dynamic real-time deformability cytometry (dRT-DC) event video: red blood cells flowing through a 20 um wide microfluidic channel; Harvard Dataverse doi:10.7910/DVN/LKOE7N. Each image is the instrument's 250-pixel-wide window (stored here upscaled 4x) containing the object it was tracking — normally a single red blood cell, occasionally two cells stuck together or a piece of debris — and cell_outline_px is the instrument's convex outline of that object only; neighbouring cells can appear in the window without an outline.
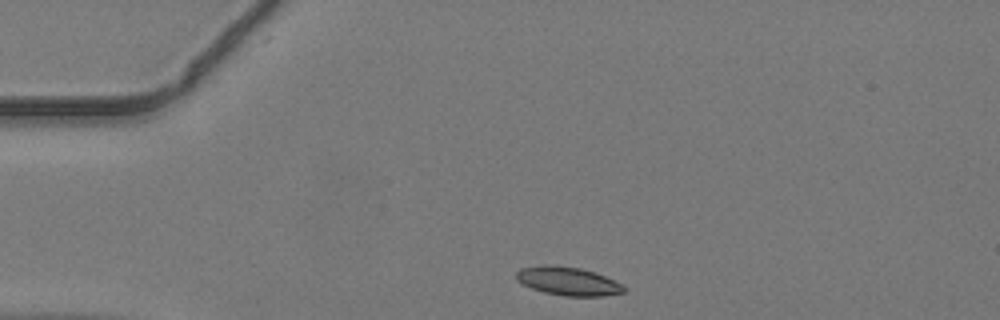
{"species": "common noctule bat (a hibernating species)", "species_latin": "Nyctalus noctula", "temperature_condition": "warm", "stored_images_in_passage": 37, "camera_frame_rate_fps": 3000, "um_per_image_px": 0.085, "animal": {"sex": "male", "body_mass_g": 19.2, "forearm_length_mm": 51.8}, "frame": {"image": 1, "passage_image": 1, "time_ms": 0.0, "image_size_px": [1000, 320], "cell_outline_px": [[624, 292], [600, 296], [564, 296], [544, 292], [532, 288], [516, 280], [516, 272], [520, 268], [552, 264], [580, 268], [604, 276], [620, 284], [624, 288]], "centroid_in_image_um": [48.22, 23.89], "position_along_channel_um": 36.8, "area_um2": 17.51}}
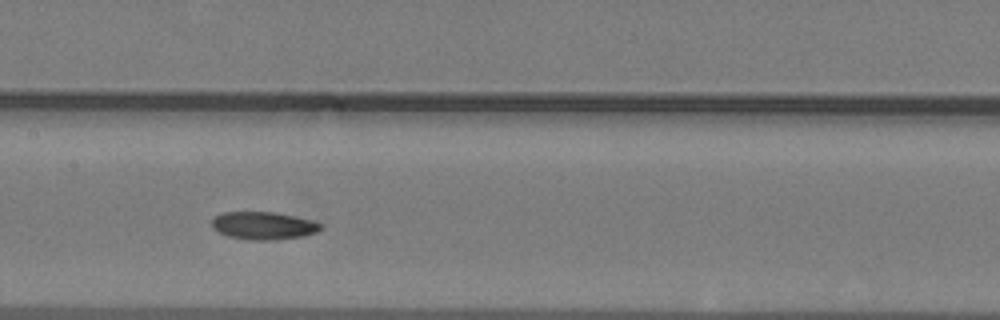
{"frame": {"image": 2, "passage_image": 14, "time_ms": 4.333, "image_size_px": [1000, 320], "cell_outline_px": [[320, 228], [316, 232], [300, 236], [276, 240], [248, 240], [228, 236], [212, 228], [212, 220], [216, 216], [224, 212], [272, 212], [312, 220], [320, 224]], "centroid_in_image_um": [22.35, 19.18], "position_along_channel_um": 185.1, "area_um2": 17.28}}
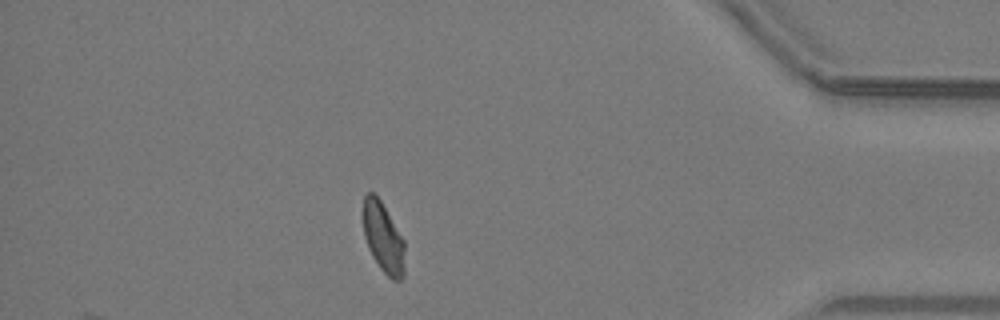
{"frame": {"image": 3, "passage_image": 32, "time_ms": 10.333, "image_size_px": [1000, 320], "cell_outline_px": [[404, 276], [400, 280], [392, 280], [380, 268], [372, 256], [368, 248], [364, 236], [364, 196], [368, 192], [372, 192], [380, 200], [404, 240]], "centroid_in_image_um": [32.58, 20.24], "position_along_channel_um": 402.6, "area_um2": 16.76}}